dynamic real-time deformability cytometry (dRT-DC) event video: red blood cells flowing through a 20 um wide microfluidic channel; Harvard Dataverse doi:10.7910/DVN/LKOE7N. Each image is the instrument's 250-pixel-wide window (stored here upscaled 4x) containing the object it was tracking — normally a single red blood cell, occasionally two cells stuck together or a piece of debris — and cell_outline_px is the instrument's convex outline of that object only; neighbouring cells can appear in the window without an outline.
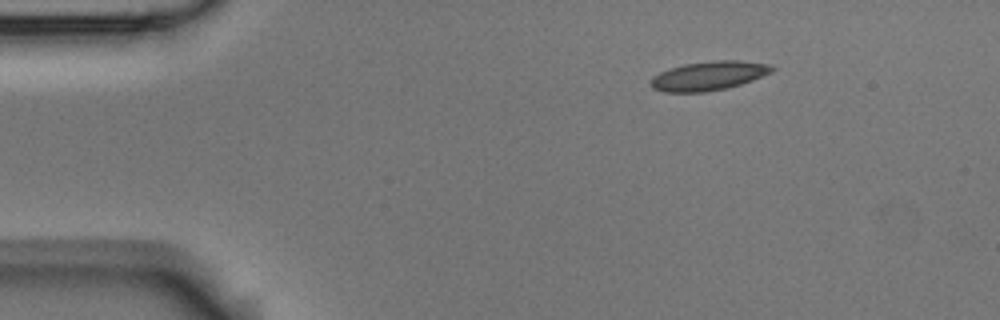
{"species": "Egyptian fruit bat (a non-hibernating species)", "species_latin": "Rousettus aegyptiacus", "temperature_condition": "room temperature", "stored_images_in_passage": 2, "camera_frame_rate_fps": 3000, "um_per_image_px": 0.085, "animal": {"sex": "male"}, "frame": {"image": 1, "passage_image": 2, "time_ms": 0.333, "image_size_px": [1000, 320], "cell_outline_px": [[776, 68], [772, 72], [752, 80], [740, 84], [724, 88], [704, 92], [664, 92], [652, 88], [648, 84], [652, 76], [668, 68], [684, 64], [712, 60], [740, 60], [768, 64]], "centroid_in_image_um": [60.19, 6.43], "position_along_channel_um": 24.8, "area_um2": 20.63}}